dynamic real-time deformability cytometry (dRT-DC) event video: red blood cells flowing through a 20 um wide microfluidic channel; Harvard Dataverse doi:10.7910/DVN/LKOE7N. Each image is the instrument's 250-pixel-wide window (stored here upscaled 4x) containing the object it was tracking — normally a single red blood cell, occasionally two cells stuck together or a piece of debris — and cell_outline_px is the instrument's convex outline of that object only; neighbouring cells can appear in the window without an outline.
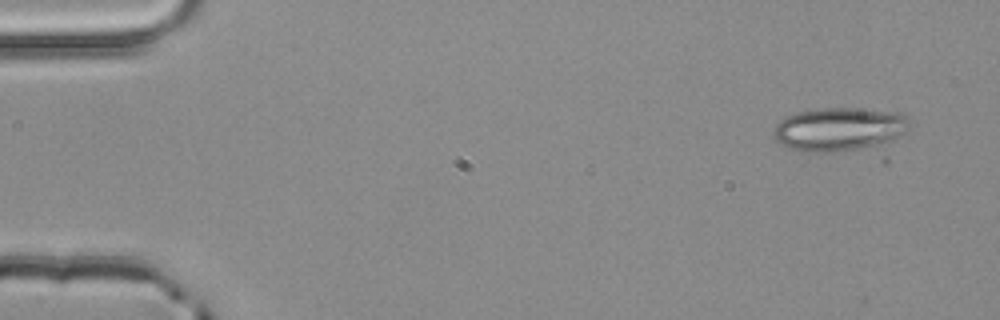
{"species": "common noctule bat (a hibernating species)", "species_latin": "Nyctalus noctula", "temperature_condition": "room temperature", "stored_images_in_passage": 3, "camera_frame_rate_fps": 3000, "um_per_image_px": 0.085, "animal": {"sex": "male", "body_mass_g": 20.4}, "frame": {"image": 1, "passage_image": 1, "time_ms": 0.0, "image_size_px": [1000, 320], "cell_outline_px": [[908, 128], [888, 164], [884, 164], [804, 152], [788, 148], [780, 144], [772, 136], [772, 132], [776, 124], [780, 120], [796, 112], [820, 108], [856, 108], [904, 112], [908, 116]], "centroid_in_image_um": [71.75, 11.3], "position_along_channel_um": 13.2, "area_um2": 41.79}}